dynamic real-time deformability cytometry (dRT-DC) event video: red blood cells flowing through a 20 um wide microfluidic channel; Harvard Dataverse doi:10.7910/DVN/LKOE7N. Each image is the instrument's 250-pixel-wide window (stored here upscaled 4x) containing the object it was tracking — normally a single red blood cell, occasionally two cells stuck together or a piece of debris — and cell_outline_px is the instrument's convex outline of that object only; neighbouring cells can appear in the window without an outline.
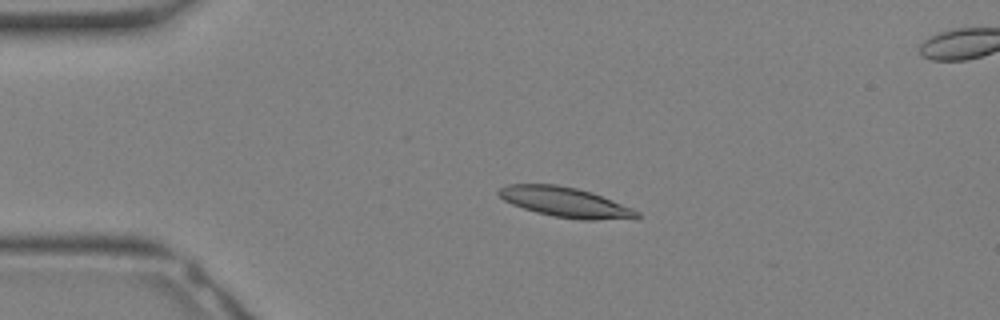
{"species": "Egyptian fruit bat (a non-hibernating species)", "species_latin": "Rousettus aegyptiacus", "temperature_condition": "warm", "stored_images_in_passage": 34, "segment_of_instrument_passage": [1, 2], "camera_frame_rate_fps": 3000, "um_per_image_px": 0.085, "animal": {"sex": "female"}, "frame": {"image": 1, "passage_image": 7, "time_ms": 2.0, "image_size_px": [1000, 320], "cell_outline_px": [[640, 216], [596, 220], [580, 220], [552, 216], [536, 212], [512, 204], [504, 200], [496, 192], [500, 188], [508, 184], [556, 184], [576, 188], [592, 192], [632, 208], [640, 212]], "centroid_in_image_um": [48.0, 17.17], "position_along_channel_um": 37.0, "area_um2": 23.81}}
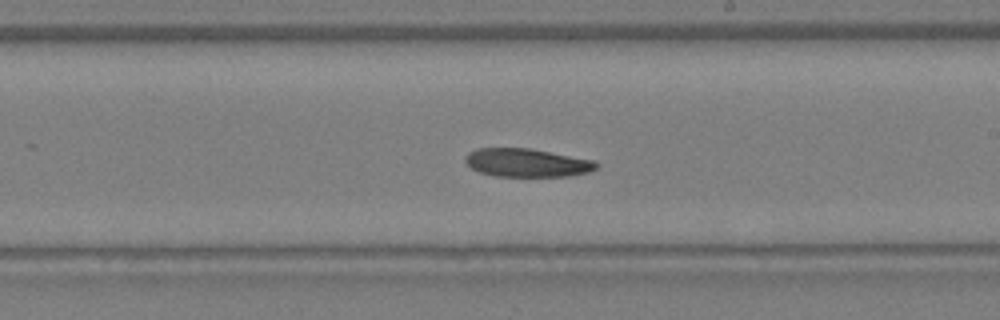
{"frame": {"image": 2, "passage_image": 19, "time_ms": 6.0, "image_size_px": [1000, 320], "cell_outline_px": [[600, 164], [596, 168], [588, 172], [568, 176], [496, 176], [480, 172], [472, 168], [464, 160], [464, 156], [468, 152], [480, 148], [528, 148], [592, 160]], "centroid_in_image_um": [44.76, 13.83], "position_along_channel_um": 244.2, "area_um2": 21.39}}
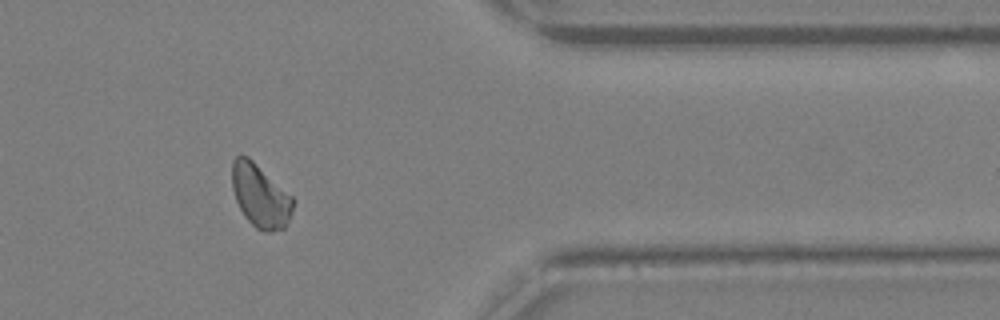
{"frame": {"image": 3, "passage_image": 27, "time_ms": 8.667, "image_size_px": [1000, 320], "cell_outline_px": [[292, 212], [284, 228], [272, 232], [264, 232], [256, 228], [244, 216], [236, 200], [232, 188], [232, 160], [236, 156], [248, 156], [292, 196]], "centroid_in_image_um": [22.1, 16.65], "position_along_channel_um": 389.3, "area_um2": 22.2}}